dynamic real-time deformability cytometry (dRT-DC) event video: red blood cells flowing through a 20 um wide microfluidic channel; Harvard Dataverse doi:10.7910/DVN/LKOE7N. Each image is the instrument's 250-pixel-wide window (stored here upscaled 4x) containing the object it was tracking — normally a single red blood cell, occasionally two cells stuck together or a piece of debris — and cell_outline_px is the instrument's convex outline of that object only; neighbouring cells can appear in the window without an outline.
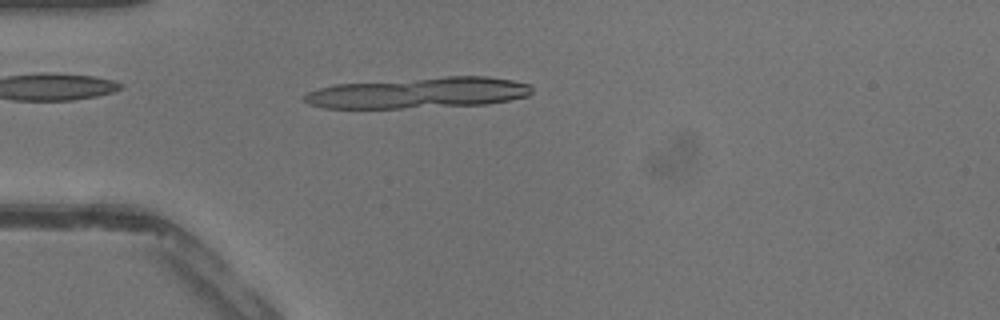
{"species": "common noctule bat (a hibernating species)", "species_latin": "Nyctalus noctula", "temperature_condition": "warm", "stored_images_in_passage": 15, "camera_frame_rate_fps": 3000, "um_per_image_px": 0.085, "animal": {"sex": "male", "body_mass_g": 13.3}, "frame": {"image": 1, "passage_image": 11, "time_ms": 3.333, "image_size_px": [1000, 320], "cell_outline_px": [[532, 92], [528, 96], [488, 104], [400, 108], [324, 108], [308, 104], [304, 100], [304, 96], [308, 92], [320, 88], [336, 84], [444, 76], [488, 76], [512, 80], [528, 84], [532, 88]], "centroid_in_image_um": [35.59, 7.88], "position_along_channel_um": 49.4, "area_um2": 40.98}}